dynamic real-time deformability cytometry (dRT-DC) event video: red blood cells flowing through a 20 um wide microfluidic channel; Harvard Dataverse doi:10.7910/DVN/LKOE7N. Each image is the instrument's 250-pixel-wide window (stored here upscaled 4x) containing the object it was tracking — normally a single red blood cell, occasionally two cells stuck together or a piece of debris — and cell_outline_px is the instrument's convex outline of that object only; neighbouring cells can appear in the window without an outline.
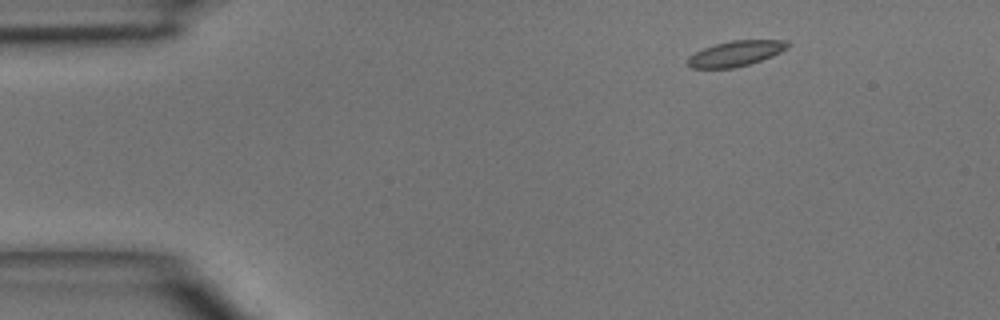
{"species": "common noctule bat (a hibernating species)", "species_latin": "Nyctalus noctula", "temperature_condition": "room temperature", "stored_images_in_passage": 4, "camera_frame_rate_fps": 3000, "um_per_image_px": 0.085, "animal": {"sex": "male", "body_mass_g": 15.6}, "frame": {"image": 1, "passage_image": 2, "time_ms": 1.0, "image_size_px": [1000, 320], "cell_outline_px": [[792, 44], [788, 48], [772, 56], [748, 64], [732, 68], [692, 68], [688, 64], [688, 56], [704, 48], [716, 44], [732, 40], [788, 40]], "centroid_in_image_um": [62.58, 4.53], "position_along_channel_um": 22.4, "area_um2": 14.68}}